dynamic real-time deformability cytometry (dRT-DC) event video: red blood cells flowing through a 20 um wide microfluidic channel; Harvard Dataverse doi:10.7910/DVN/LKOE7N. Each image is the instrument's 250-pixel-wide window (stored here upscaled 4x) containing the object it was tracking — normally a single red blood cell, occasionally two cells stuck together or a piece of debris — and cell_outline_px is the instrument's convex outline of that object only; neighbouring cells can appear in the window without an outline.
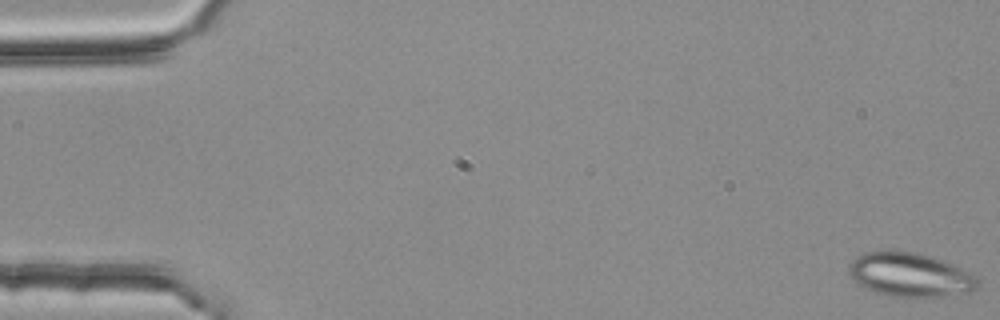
{"species": "common noctule bat (a hibernating species)", "species_latin": "Nyctalus noctula", "temperature_condition": "room temperature", "stored_images_in_passage": 53, "camera_frame_rate_fps": 3000, "um_per_image_px": 0.085, "animal": {"sex": "female", "body_mass_g": 25.1}, "frame": {"image": 1, "passage_image": 1, "time_ms": 0.0, "image_size_px": [1000, 320], "cell_outline_px": [[980, 288], [972, 292], [936, 296], [888, 296], [876, 292], [860, 284], [852, 276], [848, 268], [848, 264], [856, 256], [864, 252], [892, 248], [920, 252], [932, 256], [976, 276], [980, 284]], "centroid_in_image_um": [77.34, 23.31], "position_along_channel_um": 7.7, "area_um2": 33.18}}
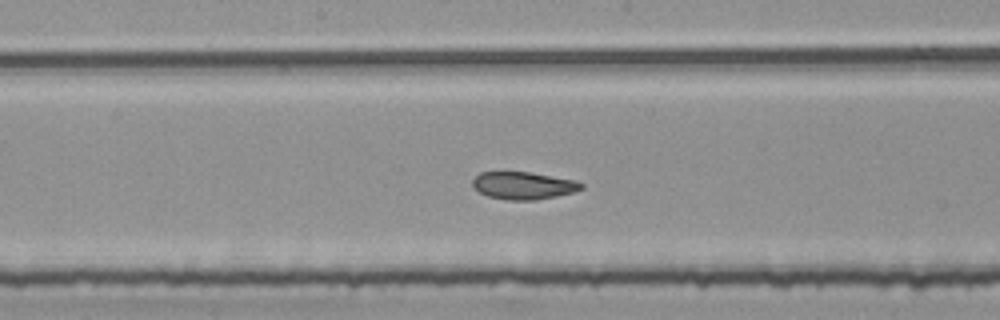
{"frame": {"image": 2, "passage_image": 29, "time_ms": 9.333, "image_size_px": [1000, 320], "cell_outline_px": [[584, 188], [572, 192], [556, 196], [536, 200], [508, 200], [488, 196], [480, 192], [472, 184], [472, 180], [480, 172], [528, 172], [576, 180], [584, 184]], "centroid_in_image_um": [44.5, 15.77], "position_along_channel_um": 203.7, "area_um2": 17.28}}
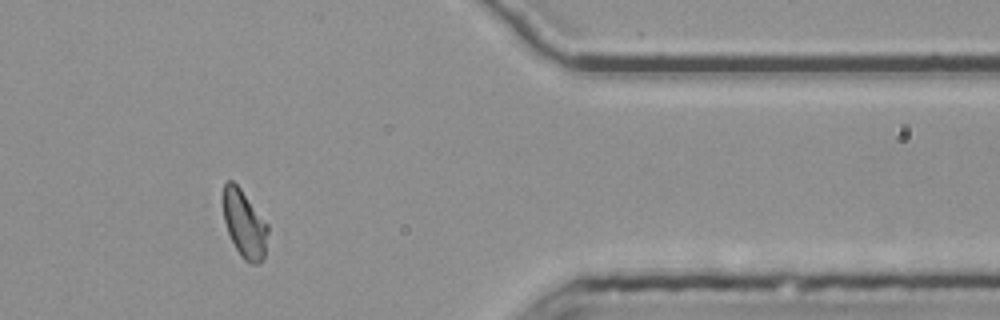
{"frame": {"image": 3, "passage_image": 46, "time_ms": 15.0, "image_size_px": [1000, 320], "cell_outline_px": [[268, 232], [264, 260], [260, 264], [252, 264], [244, 260], [240, 256], [228, 232], [224, 220], [224, 184], [228, 180], [232, 180], [240, 188], [268, 224]], "centroid_in_image_um": [20.8, 19.09], "position_along_channel_um": 390.6, "area_um2": 17.46}, "authors_computed_cell_mechanics": {"area_um2": 18.2648, "velocity_mm_per_s": 3.7531, "shape_relaxation_time_tau1_ms": null, "shape_relaxation_time_tau2_ms": 1.5075, "deformation_change_tau1": null, "deformation_change_tau2": 0.0767}}